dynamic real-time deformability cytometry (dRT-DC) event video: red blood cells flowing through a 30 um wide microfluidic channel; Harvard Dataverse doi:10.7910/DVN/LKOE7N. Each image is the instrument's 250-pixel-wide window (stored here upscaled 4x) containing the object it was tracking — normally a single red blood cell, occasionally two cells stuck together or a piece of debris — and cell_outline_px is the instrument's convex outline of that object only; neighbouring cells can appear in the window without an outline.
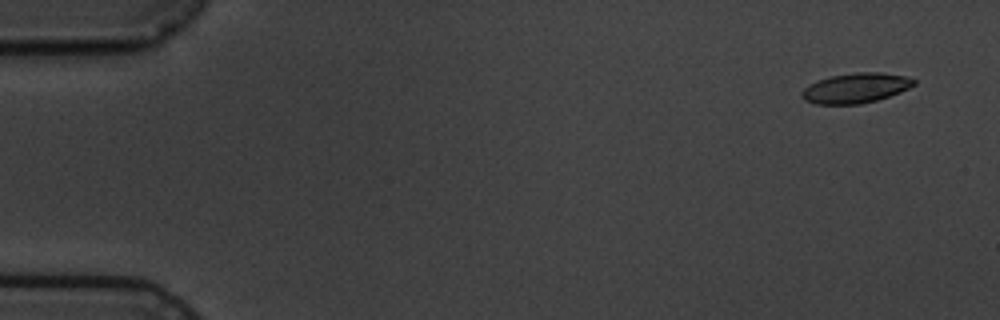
{"species": "common noctule bat (a hibernating species)", "species_latin": "Nyctalus noctula", "temperature_condition": "cold", "stored_images_in_passage": 5, "camera_frame_rate_fps": 3000, "um_per_image_px": 0.085, "animal": {"sex": "male", "body_mass_g": 19.5, "forearm_length_mm": 54.6}, "frame": {"image": 1, "passage_image": 1, "time_ms": 0.0, "image_size_px": [1000, 320], "cell_outline_px": [[916, 84], [900, 92], [876, 100], [860, 104], [816, 104], [804, 100], [800, 96], [800, 92], [808, 84], [816, 80], [832, 76], [856, 72], [880, 72], [904, 76], [916, 80]], "centroid_in_image_um": [72.69, 7.48], "position_along_channel_um": 12.3, "area_um2": 19.59}}
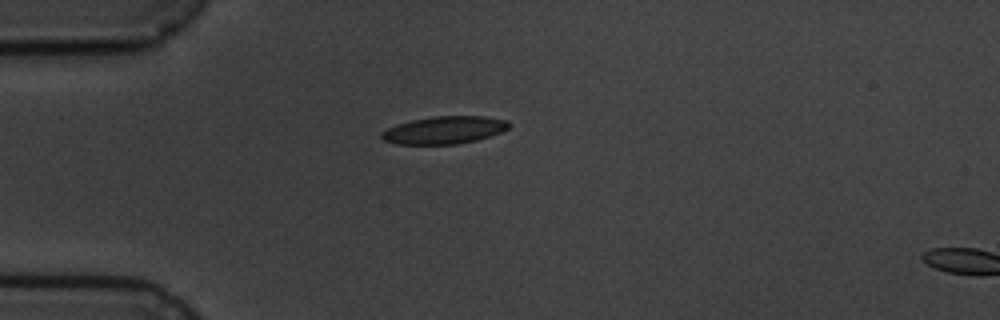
{"frame": {"image": 2, "passage_image": 4, "time_ms": 4.0, "image_size_px": [1000, 320], "cell_outline_px": [[512, 124], [508, 128], [500, 132], [476, 140], [456, 144], [396, 144], [380, 140], [380, 132], [396, 124], [412, 120], [432, 116], [484, 116], [508, 120]], "centroid_in_image_um": [37.73, 11.05], "position_along_channel_um": 47.3, "area_um2": 20.58}}